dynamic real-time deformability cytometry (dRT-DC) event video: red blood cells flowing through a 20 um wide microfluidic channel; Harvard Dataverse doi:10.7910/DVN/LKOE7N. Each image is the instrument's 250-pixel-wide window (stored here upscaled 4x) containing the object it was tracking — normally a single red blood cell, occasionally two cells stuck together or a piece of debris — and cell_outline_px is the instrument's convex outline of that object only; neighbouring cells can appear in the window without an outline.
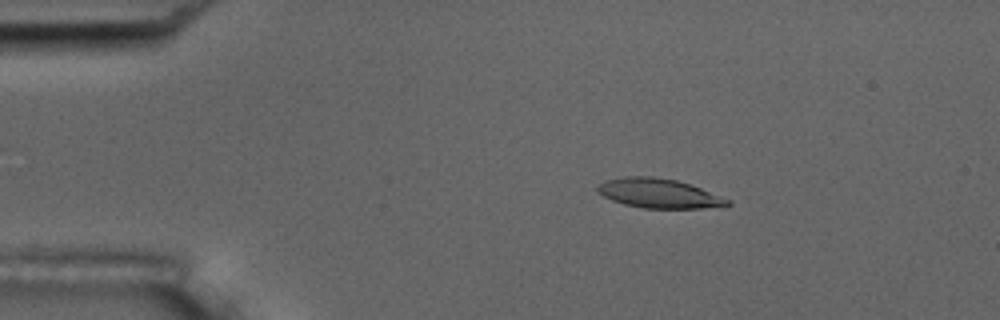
{"species": "common noctule bat (a hibernating species)", "species_latin": "Nyctalus noctula", "temperature_condition": "room temperature", "stored_images_in_passage": 4, "camera_frame_rate_fps": 3000, "um_per_image_px": 0.085, "animal": {"sex": "male", "body_mass_g": 17.5, "forearm_length_mm": 52.3}, "frame": {"image": 1, "passage_image": 3, "time_ms": 2.333, "image_size_px": [1000, 320], "cell_outline_px": [[732, 204], [724, 208], [644, 208], [624, 204], [612, 200], [596, 192], [596, 188], [604, 180], [624, 176], [652, 176], [676, 180], [700, 188], [732, 200]], "centroid_in_image_um": [56.04, 16.44], "position_along_channel_um": 29.0, "area_um2": 22.48}}